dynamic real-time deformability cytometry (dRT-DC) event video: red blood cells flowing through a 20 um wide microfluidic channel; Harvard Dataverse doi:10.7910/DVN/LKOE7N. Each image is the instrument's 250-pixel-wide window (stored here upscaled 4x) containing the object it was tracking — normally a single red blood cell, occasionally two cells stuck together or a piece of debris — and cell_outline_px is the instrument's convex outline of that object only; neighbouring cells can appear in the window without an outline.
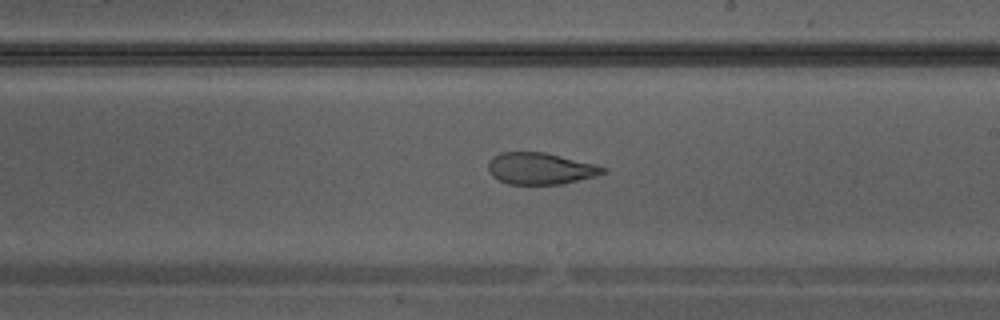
{"species": "Egyptian fruit bat (a non-hibernating species)", "species_latin": "Rousettus aegyptiacus", "temperature_condition": "warm", "stored_images_in_passage": 22, "camera_frame_rate_fps": 3000, "um_per_image_px": 0.085, "animal": {"sex": "male"}, "frame": {"image": 1, "passage_image": 10, "time_ms": 3.0, "image_size_px": [1000, 320], "cell_outline_px": [[608, 172], [596, 176], [560, 184], [508, 184], [492, 176], [488, 168], [488, 164], [492, 156], [500, 152], [544, 152], [596, 164], [608, 168]], "centroid_in_image_um": [45.95, 14.32], "position_along_channel_um": 243.0, "area_um2": 21.21}}